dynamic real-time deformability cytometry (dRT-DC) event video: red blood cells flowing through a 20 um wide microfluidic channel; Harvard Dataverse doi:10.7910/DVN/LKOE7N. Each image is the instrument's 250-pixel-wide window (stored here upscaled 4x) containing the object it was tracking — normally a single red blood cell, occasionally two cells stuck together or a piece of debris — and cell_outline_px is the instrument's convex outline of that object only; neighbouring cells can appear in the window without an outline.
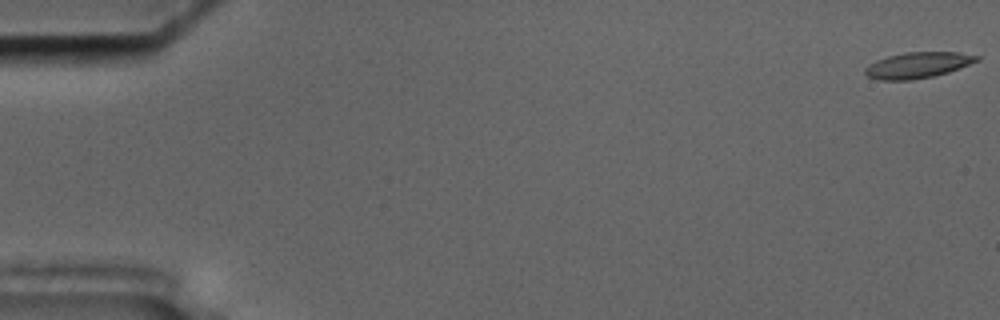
{"species": "common noctule bat (a hibernating species)", "species_latin": "Nyctalus noctula", "temperature_condition": "cold", "stored_images_in_passage": 16, "camera_frame_rate_fps": 3000, "um_per_image_px": 0.085, "animal": {"sex": "male", "body_mass_g": 17.5, "forearm_length_mm": 52.3}, "frame": {"image": 1, "passage_image": 1, "time_ms": 0.0, "image_size_px": [1000, 320], "cell_outline_px": [[980, 60], [948, 72], [932, 76], [912, 80], [876, 80], [868, 76], [864, 72], [864, 68], [876, 60], [888, 56], [904, 52], [960, 52], [980, 56]], "centroid_in_image_um": [78.0, 5.53], "position_along_channel_um": 7.0, "area_um2": 16.88}}